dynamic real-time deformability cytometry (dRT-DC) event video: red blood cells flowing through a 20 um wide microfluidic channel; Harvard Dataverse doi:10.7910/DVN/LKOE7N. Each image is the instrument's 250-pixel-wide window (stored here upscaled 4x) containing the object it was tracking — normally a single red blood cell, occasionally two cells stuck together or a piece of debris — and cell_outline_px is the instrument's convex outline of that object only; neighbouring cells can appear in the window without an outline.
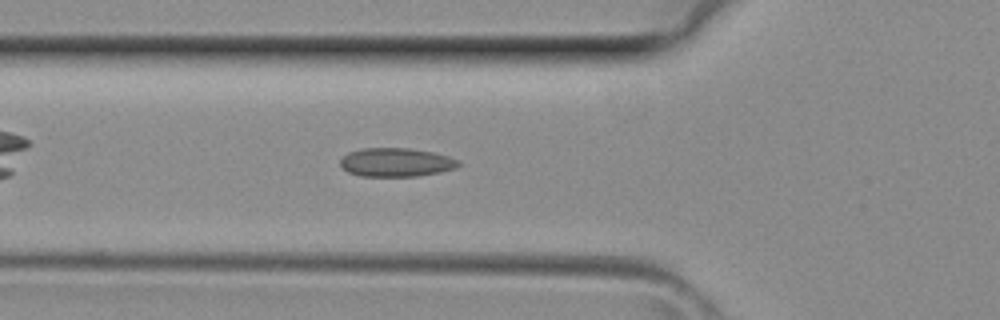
{"species": "common noctule bat (a hibernating species)", "species_latin": "Nyctalus noctula", "temperature_condition": "room temperature", "stored_images_in_passage": 29, "camera_frame_rate_fps": 3000, "um_per_image_px": 0.085, "animal": {"sex": "female", "body_mass_g": 29.2, "forearm_length_mm": 56.3}, "frame": {"image": 1, "passage_image": 4, "time_ms": 1.0, "image_size_px": [1000, 320], "cell_outline_px": [[460, 164], [456, 168], [440, 172], [416, 176], [360, 176], [348, 172], [340, 164], [340, 160], [348, 152], [364, 148], [408, 148], [432, 152], [448, 156], [460, 160]], "centroid_in_image_um": [33.68, 13.8], "position_along_channel_um": 92.1, "area_um2": 19.71}}
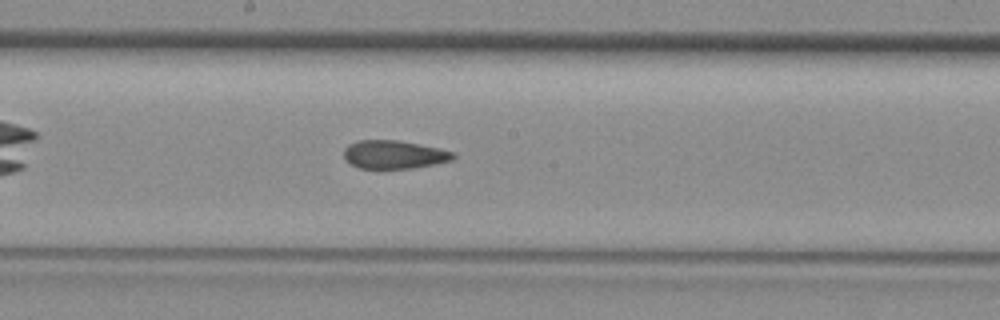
{"frame": {"image": 2, "passage_image": 11, "time_ms": 3.333, "image_size_px": [1000, 320], "cell_outline_px": [[456, 156], [452, 160], [416, 168], [360, 168], [344, 160], [344, 148], [348, 144], [356, 140], [396, 140], [440, 148], [456, 152]], "centroid_in_image_um": [33.5, 13.13], "position_along_channel_um": 214.7, "area_um2": 18.15}}
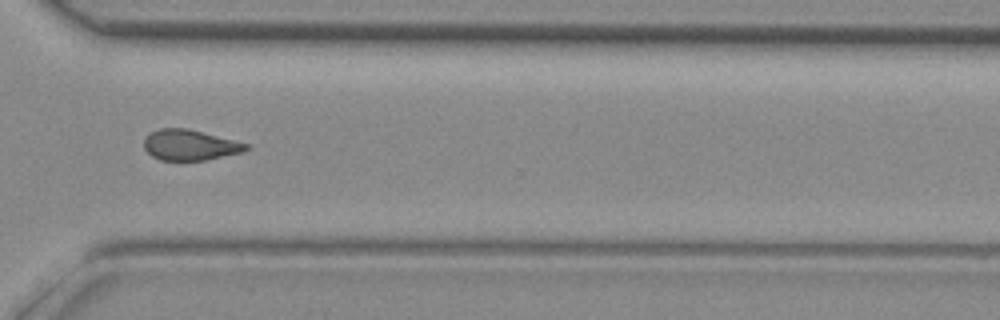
{"frame": {"image": 3, "passage_image": 19, "time_ms": 6.0, "image_size_px": [1000, 320], "cell_outline_px": [[252, 148], [244, 152], [204, 160], [160, 160], [152, 156], [144, 148], [144, 140], [152, 132], [160, 128], [188, 128], [252, 144]], "centroid_in_image_um": [16.23, 12.32], "position_along_channel_um": 354.4, "area_um2": 18.38}}